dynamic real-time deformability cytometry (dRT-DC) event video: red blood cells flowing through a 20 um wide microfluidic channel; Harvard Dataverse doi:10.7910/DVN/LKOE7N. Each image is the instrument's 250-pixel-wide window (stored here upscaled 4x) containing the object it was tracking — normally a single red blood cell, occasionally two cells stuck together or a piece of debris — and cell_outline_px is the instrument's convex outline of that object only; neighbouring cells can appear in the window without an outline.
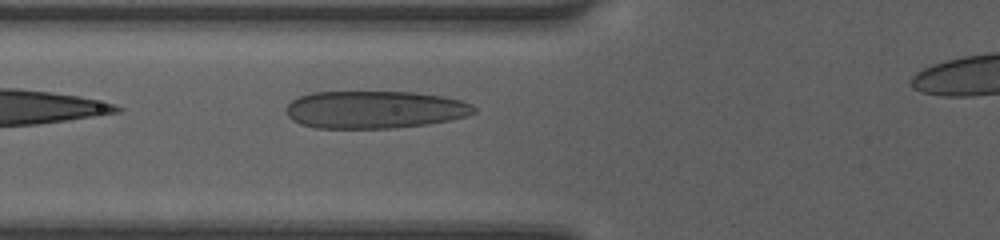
{"species": "human", "species_latin": "Homo sapiens", "temperature_condition": "room temperature", "stored_images_in_passage": 6, "camera_frame_rate_fps": 3000, "um_per_image_px": 0.085, "donor": {"sex": "female"}, "frame": {"image": 1, "passage_image": 6, "time_ms": 1.667, "image_size_px": [1000, 240], "cell_outline_px": [[476, 112], [468, 116], [428, 124], [392, 128], [316, 128], [300, 124], [292, 120], [284, 112], [284, 108], [292, 100], [300, 96], [312, 92], [416, 92], [440, 96], [460, 100], [472, 104], [476, 108]], "centroid_in_image_um": [31.82, 9.32], "position_along_channel_um": 94.0, "area_um2": 41.33}}